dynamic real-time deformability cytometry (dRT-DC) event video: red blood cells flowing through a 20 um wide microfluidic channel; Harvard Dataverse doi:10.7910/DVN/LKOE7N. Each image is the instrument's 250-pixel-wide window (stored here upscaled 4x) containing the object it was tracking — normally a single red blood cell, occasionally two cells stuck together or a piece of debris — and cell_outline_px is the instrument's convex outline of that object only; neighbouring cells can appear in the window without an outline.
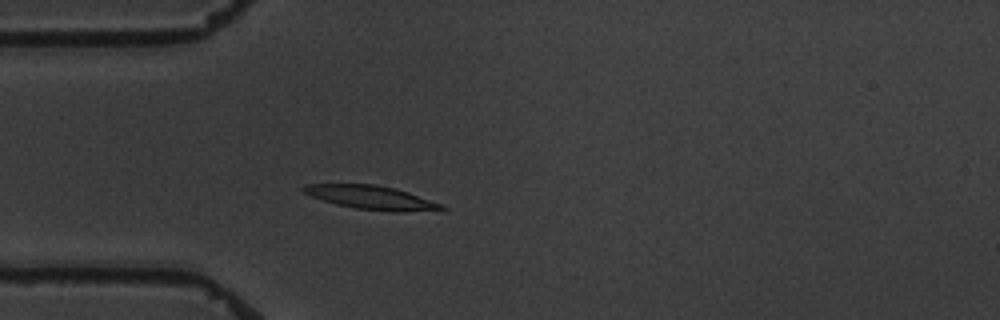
{"species": "common noctule bat (a hibernating species)", "species_latin": "Nyctalus noctula", "temperature_condition": "warm", "stored_images_in_passage": 4, "camera_frame_rate_fps": 3000, "um_per_image_px": 0.085, "animal": {"sex": "male", "body_mass_g": 19.5, "forearm_length_mm": 54.6}, "frame": {"image": 1, "passage_image": 4, "time_ms": 3.333, "image_size_px": [1000, 320], "cell_outline_px": [[448, 208], [400, 212], [392, 212], [356, 208], [336, 204], [312, 196], [304, 192], [300, 188], [308, 184], [376, 184], [408, 192], [444, 204]], "centroid_in_image_um": [31.57, 16.78], "position_along_channel_um": 53.4, "area_um2": 18.79}}